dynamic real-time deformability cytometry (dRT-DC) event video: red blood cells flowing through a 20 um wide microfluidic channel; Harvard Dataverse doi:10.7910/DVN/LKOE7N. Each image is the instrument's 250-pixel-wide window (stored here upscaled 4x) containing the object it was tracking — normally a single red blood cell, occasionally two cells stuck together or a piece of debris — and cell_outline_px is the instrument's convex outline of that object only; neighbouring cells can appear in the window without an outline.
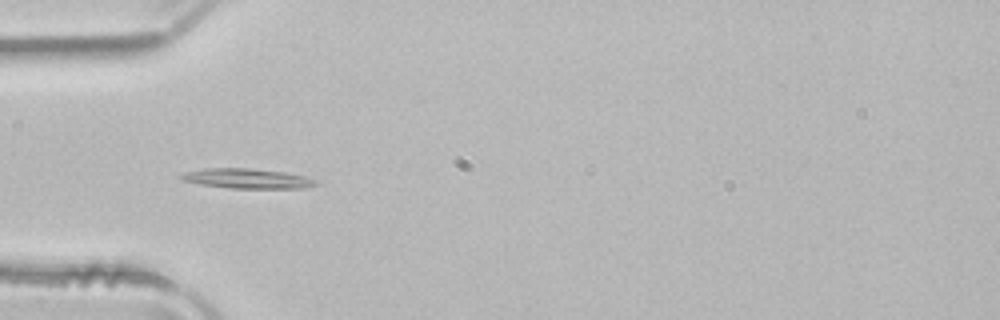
{"species": "common noctule bat (a hibernating species)", "species_latin": "Nyctalus noctula", "temperature_condition": "room temperature", "stored_images_in_passage": 51, "camera_frame_rate_fps": 3000, "um_per_image_px": 0.085, "animal": {"sex": "male", "body_mass_g": 21.5, "forearm_length_mm": 52.0}, "frame": {"image": 1, "passage_image": 16, "time_ms": 5.0, "image_size_px": [1000, 320], "cell_outline_px": [[320, 184], [308, 188], [228, 188], [200, 184], [184, 180], [180, 176], [184, 172], [204, 168], [248, 168], [288, 172], [304, 176], [316, 180]], "centroid_in_image_um": [21.08, 15.17], "position_along_channel_um": 63.9, "area_um2": 15.66}}
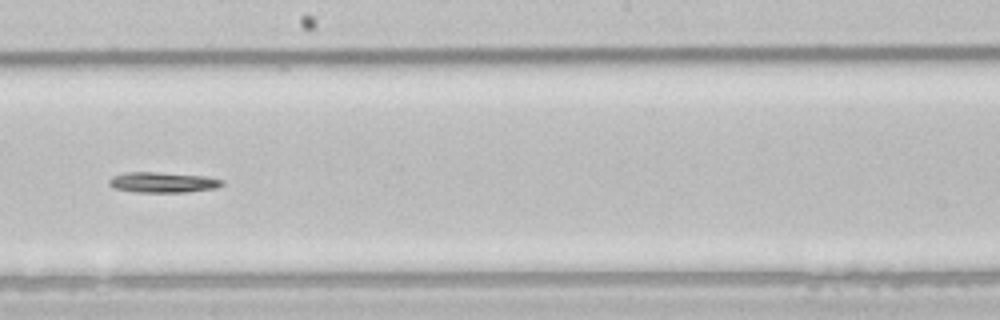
{"frame": {"image": 2, "passage_image": 29, "time_ms": 9.333, "image_size_px": [1000, 320], "cell_outline_px": [[224, 184], [216, 188], [184, 192], [132, 192], [116, 188], [108, 184], [108, 180], [112, 176], [128, 172], [156, 172], [208, 176], [224, 180]], "centroid_in_image_um": [13.85, 15.49], "position_along_channel_um": 234.3, "area_um2": 13.53}}
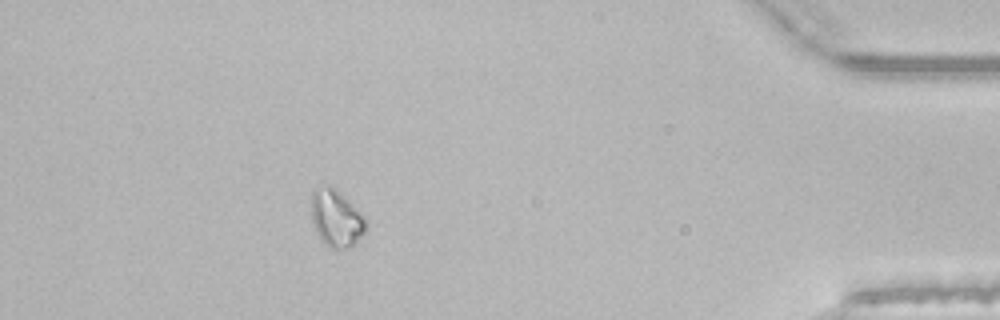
{"frame": {"image": 3, "passage_image": 46, "time_ms": 15.0, "image_size_px": [1000, 320], "cell_outline_px": [[364, 232], [348, 248], [332, 248], [320, 236], [312, 220], [312, 192], [328, 188], [336, 188], [364, 216]], "centroid_in_image_um": [28.59, 18.56], "position_along_channel_um": 406.6, "area_um2": 16.88}}